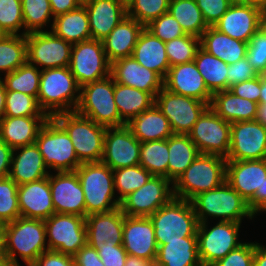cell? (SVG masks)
Masks as SVG:
<instances>
[{"instance_id": "681fc988", "label": "cell", "mask_w": 266, "mask_h": 266, "mask_svg": "<svg viewBox=\"0 0 266 266\" xmlns=\"http://www.w3.org/2000/svg\"><path fill=\"white\" fill-rule=\"evenodd\" d=\"M17 189L18 185L9 176L0 178V226L21 217Z\"/></svg>"}, {"instance_id": "2e32d148", "label": "cell", "mask_w": 266, "mask_h": 266, "mask_svg": "<svg viewBox=\"0 0 266 266\" xmlns=\"http://www.w3.org/2000/svg\"><path fill=\"white\" fill-rule=\"evenodd\" d=\"M231 123L208 107L188 134L200 154L227 158L230 148Z\"/></svg>"}, {"instance_id": "f6af8a7d", "label": "cell", "mask_w": 266, "mask_h": 266, "mask_svg": "<svg viewBox=\"0 0 266 266\" xmlns=\"http://www.w3.org/2000/svg\"><path fill=\"white\" fill-rule=\"evenodd\" d=\"M152 176L141 165L113 170L114 190L118 201L121 202L132 192L142 187Z\"/></svg>"}, {"instance_id": "c3c4849f", "label": "cell", "mask_w": 266, "mask_h": 266, "mask_svg": "<svg viewBox=\"0 0 266 266\" xmlns=\"http://www.w3.org/2000/svg\"><path fill=\"white\" fill-rule=\"evenodd\" d=\"M170 0H127V16L144 26L168 12Z\"/></svg>"}, {"instance_id": "680465c9", "label": "cell", "mask_w": 266, "mask_h": 266, "mask_svg": "<svg viewBox=\"0 0 266 266\" xmlns=\"http://www.w3.org/2000/svg\"><path fill=\"white\" fill-rule=\"evenodd\" d=\"M98 254L105 266H124L128 255L122 244L101 248Z\"/></svg>"}, {"instance_id": "89a4df30", "label": "cell", "mask_w": 266, "mask_h": 266, "mask_svg": "<svg viewBox=\"0 0 266 266\" xmlns=\"http://www.w3.org/2000/svg\"><path fill=\"white\" fill-rule=\"evenodd\" d=\"M256 121L266 126V104H259Z\"/></svg>"}, {"instance_id": "83f0119b", "label": "cell", "mask_w": 266, "mask_h": 266, "mask_svg": "<svg viewBox=\"0 0 266 266\" xmlns=\"http://www.w3.org/2000/svg\"><path fill=\"white\" fill-rule=\"evenodd\" d=\"M50 171L44 165L42 154L36 143L13 149L9 177L23 185L48 177Z\"/></svg>"}, {"instance_id": "5b68a950", "label": "cell", "mask_w": 266, "mask_h": 266, "mask_svg": "<svg viewBox=\"0 0 266 266\" xmlns=\"http://www.w3.org/2000/svg\"><path fill=\"white\" fill-rule=\"evenodd\" d=\"M75 171L84 192L86 216L120 207L114 190L113 170L108 165L81 163Z\"/></svg>"}, {"instance_id": "bcb514c9", "label": "cell", "mask_w": 266, "mask_h": 266, "mask_svg": "<svg viewBox=\"0 0 266 266\" xmlns=\"http://www.w3.org/2000/svg\"><path fill=\"white\" fill-rule=\"evenodd\" d=\"M170 67L194 61L200 48V37L186 34L165 43Z\"/></svg>"}, {"instance_id": "74e56055", "label": "cell", "mask_w": 266, "mask_h": 266, "mask_svg": "<svg viewBox=\"0 0 266 266\" xmlns=\"http://www.w3.org/2000/svg\"><path fill=\"white\" fill-rule=\"evenodd\" d=\"M114 99L120 118L127 124L132 118L155 104V98L146 91L114 81Z\"/></svg>"}, {"instance_id": "6125c7cd", "label": "cell", "mask_w": 266, "mask_h": 266, "mask_svg": "<svg viewBox=\"0 0 266 266\" xmlns=\"http://www.w3.org/2000/svg\"><path fill=\"white\" fill-rule=\"evenodd\" d=\"M12 154L13 149L0 140V178L9 176Z\"/></svg>"}, {"instance_id": "277c9868", "label": "cell", "mask_w": 266, "mask_h": 266, "mask_svg": "<svg viewBox=\"0 0 266 266\" xmlns=\"http://www.w3.org/2000/svg\"><path fill=\"white\" fill-rule=\"evenodd\" d=\"M226 164L224 157L199 154L173 183L174 197L191 201L195 196L219 187L226 181Z\"/></svg>"}, {"instance_id": "52a82bcc", "label": "cell", "mask_w": 266, "mask_h": 266, "mask_svg": "<svg viewBox=\"0 0 266 266\" xmlns=\"http://www.w3.org/2000/svg\"><path fill=\"white\" fill-rule=\"evenodd\" d=\"M226 182L248 202L255 216L266 207V159L227 161Z\"/></svg>"}, {"instance_id": "1f68e13d", "label": "cell", "mask_w": 266, "mask_h": 266, "mask_svg": "<svg viewBox=\"0 0 266 266\" xmlns=\"http://www.w3.org/2000/svg\"><path fill=\"white\" fill-rule=\"evenodd\" d=\"M258 105L228 89L213 93L209 107L225 121L234 123L256 120Z\"/></svg>"}, {"instance_id": "f1b7e54d", "label": "cell", "mask_w": 266, "mask_h": 266, "mask_svg": "<svg viewBox=\"0 0 266 266\" xmlns=\"http://www.w3.org/2000/svg\"><path fill=\"white\" fill-rule=\"evenodd\" d=\"M145 26L134 18L124 17L121 22L102 40L107 60L113 61L132 56L140 33Z\"/></svg>"}, {"instance_id": "34e18365", "label": "cell", "mask_w": 266, "mask_h": 266, "mask_svg": "<svg viewBox=\"0 0 266 266\" xmlns=\"http://www.w3.org/2000/svg\"><path fill=\"white\" fill-rule=\"evenodd\" d=\"M3 254L2 229H0V255Z\"/></svg>"}, {"instance_id": "e575fe53", "label": "cell", "mask_w": 266, "mask_h": 266, "mask_svg": "<svg viewBox=\"0 0 266 266\" xmlns=\"http://www.w3.org/2000/svg\"><path fill=\"white\" fill-rule=\"evenodd\" d=\"M155 266H202L198 255V238L165 241L158 247Z\"/></svg>"}, {"instance_id": "7dc6e473", "label": "cell", "mask_w": 266, "mask_h": 266, "mask_svg": "<svg viewBox=\"0 0 266 266\" xmlns=\"http://www.w3.org/2000/svg\"><path fill=\"white\" fill-rule=\"evenodd\" d=\"M47 116L37 98L18 91H6L4 117Z\"/></svg>"}, {"instance_id": "f35d334b", "label": "cell", "mask_w": 266, "mask_h": 266, "mask_svg": "<svg viewBox=\"0 0 266 266\" xmlns=\"http://www.w3.org/2000/svg\"><path fill=\"white\" fill-rule=\"evenodd\" d=\"M194 62L203 77L206 87L212 94L228 90V64L207 53L201 47L196 52Z\"/></svg>"}, {"instance_id": "91938a15", "label": "cell", "mask_w": 266, "mask_h": 266, "mask_svg": "<svg viewBox=\"0 0 266 266\" xmlns=\"http://www.w3.org/2000/svg\"><path fill=\"white\" fill-rule=\"evenodd\" d=\"M31 266H74L73 256L56 251L43 252Z\"/></svg>"}, {"instance_id": "9a60e30c", "label": "cell", "mask_w": 266, "mask_h": 266, "mask_svg": "<svg viewBox=\"0 0 266 266\" xmlns=\"http://www.w3.org/2000/svg\"><path fill=\"white\" fill-rule=\"evenodd\" d=\"M174 198V186L164 176L152 175L138 190L120 202L126 216L149 217Z\"/></svg>"}, {"instance_id": "9c48e42d", "label": "cell", "mask_w": 266, "mask_h": 266, "mask_svg": "<svg viewBox=\"0 0 266 266\" xmlns=\"http://www.w3.org/2000/svg\"><path fill=\"white\" fill-rule=\"evenodd\" d=\"M105 127H120L126 123L120 118L114 99V79L108 77L80 87V99L75 110Z\"/></svg>"}, {"instance_id": "8c879c8a", "label": "cell", "mask_w": 266, "mask_h": 266, "mask_svg": "<svg viewBox=\"0 0 266 266\" xmlns=\"http://www.w3.org/2000/svg\"><path fill=\"white\" fill-rule=\"evenodd\" d=\"M258 31L266 37V10L260 14Z\"/></svg>"}, {"instance_id": "4fadbf2b", "label": "cell", "mask_w": 266, "mask_h": 266, "mask_svg": "<svg viewBox=\"0 0 266 266\" xmlns=\"http://www.w3.org/2000/svg\"><path fill=\"white\" fill-rule=\"evenodd\" d=\"M69 69L80 87L108 77L111 63L107 60L102 41L89 39L73 44Z\"/></svg>"}, {"instance_id": "3957f363", "label": "cell", "mask_w": 266, "mask_h": 266, "mask_svg": "<svg viewBox=\"0 0 266 266\" xmlns=\"http://www.w3.org/2000/svg\"><path fill=\"white\" fill-rule=\"evenodd\" d=\"M191 204L198 223L209 221L208 217L237 223H242L245 217L250 220L256 217L249 209L248 202L226 181L213 190L195 196Z\"/></svg>"}, {"instance_id": "4316f807", "label": "cell", "mask_w": 266, "mask_h": 266, "mask_svg": "<svg viewBox=\"0 0 266 266\" xmlns=\"http://www.w3.org/2000/svg\"><path fill=\"white\" fill-rule=\"evenodd\" d=\"M261 12L257 7L233 2L214 27L229 37L248 43L258 31Z\"/></svg>"}, {"instance_id": "ee69618b", "label": "cell", "mask_w": 266, "mask_h": 266, "mask_svg": "<svg viewBox=\"0 0 266 266\" xmlns=\"http://www.w3.org/2000/svg\"><path fill=\"white\" fill-rule=\"evenodd\" d=\"M41 69L26 62L19 68L4 75L6 91H18L36 97L39 93Z\"/></svg>"}, {"instance_id": "ab89813d", "label": "cell", "mask_w": 266, "mask_h": 266, "mask_svg": "<svg viewBox=\"0 0 266 266\" xmlns=\"http://www.w3.org/2000/svg\"><path fill=\"white\" fill-rule=\"evenodd\" d=\"M168 12L179 22L186 34L201 37L208 28L195 0H170Z\"/></svg>"}, {"instance_id": "30bf717a", "label": "cell", "mask_w": 266, "mask_h": 266, "mask_svg": "<svg viewBox=\"0 0 266 266\" xmlns=\"http://www.w3.org/2000/svg\"><path fill=\"white\" fill-rule=\"evenodd\" d=\"M35 143L50 173L75 171L81 165L69 135L53 118L40 128Z\"/></svg>"}, {"instance_id": "ac0fdd59", "label": "cell", "mask_w": 266, "mask_h": 266, "mask_svg": "<svg viewBox=\"0 0 266 266\" xmlns=\"http://www.w3.org/2000/svg\"><path fill=\"white\" fill-rule=\"evenodd\" d=\"M266 159V126L256 120L231 123L227 161Z\"/></svg>"}, {"instance_id": "db71d44e", "label": "cell", "mask_w": 266, "mask_h": 266, "mask_svg": "<svg viewBox=\"0 0 266 266\" xmlns=\"http://www.w3.org/2000/svg\"><path fill=\"white\" fill-rule=\"evenodd\" d=\"M254 242H243L212 266H254L256 241Z\"/></svg>"}, {"instance_id": "cb8c5ba5", "label": "cell", "mask_w": 266, "mask_h": 266, "mask_svg": "<svg viewBox=\"0 0 266 266\" xmlns=\"http://www.w3.org/2000/svg\"><path fill=\"white\" fill-rule=\"evenodd\" d=\"M88 13L91 39L102 41L127 16L124 0H83Z\"/></svg>"}, {"instance_id": "d590c367", "label": "cell", "mask_w": 266, "mask_h": 266, "mask_svg": "<svg viewBox=\"0 0 266 266\" xmlns=\"http://www.w3.org/2000/svg\"><path fill=\"white\" fill-rule=\"evenodd\" d=\"M50 30L59 38L73 44L91 39L88 13L84 4L54 17Z\"/></svg>"}, {"instance_id": "ffe728a7", "label": "cell", "mask_w": 266, "mask_h": 266, "mask_svg": "<svg viewBox=\"0 0 266 266\" xmlns=\"http://www.w3.org/2000/svg\"><path fill=\"white\" fill-rule=\"evenodd\" d=\"M49 185L55 213L86 217L84 192L76 171L51 172Z\"/></svg>"}, {"instance_id": "816d5d0a", "label": "cell", "mask_w": 266, "mask_h": 266, "mask_svg": "<svg viewBox=\"0 0 266 266\" xmlns=\"http://www.w3.org/2000/svg\"><path fill=\"white\" fill-rule=\"evenodd\" d=\"M145 28L164 43L186 35L179 22L169 12L152 20Z\"/></svg>"}, {"instance_id": "44dd1931", "label": "cell", "mask_w": 266, "mask_h": 266, "mask_svg": "<svg viewBox=\"0 0 266 266\" xmlns=\"http://www.w3.org/2000/svg\"><path fill=\"white\" fill-rule=\"evenodd\" d=\"M124 216L120 207L109 212L86 216L87 244L97 251L123 244Z\"/></svg>"}, {"instance_id": "8d00e7d4", "label": "cell", "mask_w": 266, "mask_h": 266, "mask_svg": "<svg viewBox=\"0 0 266 266\" xmlns=\"http://www.w3.org/2000/svg\"><path fill=\"white\" fill-rule=\"evenodd\" d=\"M168 180L174 183L200 154L189 135L168 137Z\"/></svg>"}, {"instance_id": "11e5206c", "label": "cell", "mask_w": 266, "mask_h": 266, "mask_svg": "<svg viewBox=\"0 0 266 266\" xmlns=\"http://www.w3.org/2000/svg\"><path fill=\"white\" fill-rule=\"evenodd\" d=\"M262 212H266V207L260 213H262Z\"/></svg>"}, {"instance_id": "7a4b0ae2", "label": "cell", "mask_w": 266, "mask_h": 266, "mask_svg": "<svg viewBox=\"0 0 266 266\" xmlns=\"http://www.w3.org/2000/svg\"><path fill=\"white\" fill-rule=\"evenodd\" d=\"M79 99L80 86L69 67L41 70L37 101L49 118L58 113L75 111Z\"/></svg>"}, {"instance_id": "f546056e", "label": "cell", "mask_w": 266, "mask_h": 266, "mask_svg": "<svg viewBox=\"0 0 266 266\" xmlns=\"http://www.w3.org/2000/svg\"><path fill=\"white\" fill-rule=\"evenodd\" d=\"M48 116L3 117L0 120V140L12 149L34 144Z\"/></svg>"}, {"instance_id": "6da1fadb", "label": "cell", "mask_w": 266, "mask_h": 266, "mask_svg": "<svg viewBox=\"0 0 266 266\" xmlns=\"http://www.w3.org/2000/svg\"><path fill=\"white\" fill-rule=\"evenodd\" d=\"M3 254L14 266H31L37 258L48 251L44 220L18 217L13 222L2 225Z\"/></svg>"}, {"instance_id": "d6986e66", "label": "cell", "mask_w": 266, "mask_h": 266, "mask_svg": "<svg viewBox=\"0 0 266 266\" xmlns=\"http://www.w3.org/2000/svg\"><path fill=\"white\" fill-rule=\"evenodd\" d=\"M141 142L127 125L107 127L101 162L112 170L139 165Z\"/></svg>"}, {"instance_id": "9f6ffc18", "label": "cell", "mask_w": 266, "mask_h": 266, "mask_svg": "<svg viewBox=\"0 0 266 266\" xmlns=\"http://www.w3.org/2000/svg\"><path fill=\"white\" fill-rule=\"evenodd\" d=\"M259 74L249 64L246 57L228 65L227 78H228V89L234 84L244 82L246 80L254 79Z\"/></svg>"}, {"instance_id": "4dcf8cb0", "label": "cell", "mask_w": 266, "mask_h": 266, "mask_svg": "<svg viewBox=\"0 0 266 266\" xmlns=\"http://www.w3.org/2000/svg\"><path fill=\"white\" fill-rule=\"evenodd\" d=\"M132 56L140 65L156 72L164 80L170 68L165 43L146 28L140 33Z\"/></svg>"}, {"instance_id": "f907efd6", "label": "cell", "mask_w": 266, "mask_h": 266, "mask_svg": "<svg viewBox=\"0 0 266 266\" xmlns=\"http://www.w3.org/2000/svg\"><path fill=\"white\" fill-rule=\"evenodd\" d=\"M0 33L24 35L21 0H0Z\"/></svg>"}, {"instance_id": "2644e50d", "label": "cell", "mask_w": 266, "mask_h": 266, "mask_svg": "<svg viewBox=\"0 0 266 266\" xmlns=\"http://www.w3.org/2000/svg\"><path fill=\"white\" fill-rule=\"evenodd\" d=\"M259 104H266V74H261V89Z\"/></svg>"}, {"instance_id": "f5cc1de1", "label": "cell", "mask_w": 266, "mask_h": 266, "mask_svg": "<svg viewBox=\"0 0 266 266\" xmlns=\"http://www.w3.org/2000/svg\"><path fill=\"white\" fill-rule=\"evenodd\" d=\"M246 59L259 75L266 74V37L259 31L248 42Z\"/></svg>"}, {"instance_id": "94428289", "label": "cell", "mask_w": 266, "mask_h": 266, "mask_svg": "<svg viewBox=\"0 0 266 266\" xmlns=\"http://www.w3.org/2000/svg\"><path fill=\"white\" fill-rule=\"evenodd\" d=\"M74 266H105L98 251L86 244L73 256Z\"/></svg>"}, {"instance_id": "03108f58", "label": "cell", "mask_w": 266, "mask_h": 266, "mask_svg": "<svg viewBox=\"0 0 266 266\" xmlns=\"http://www.w3.org/2000/svg\"><path fill=\"white\" fill-rule=\"evenodd\" d=\"M124 266H155V260L127 255Z\"/></svg>"}, {"instance_id": "7402d4cb", "label": "cell", "mask_w": 266, "mask_h": 266, "mask_svg": "<svg viewBox=\"0 0 266 266\" xmlns=\"http://www.w3.org/2000/svg\"><path fill=\"white\" fill-rule=\"evenodd\" d=\"M123 247L128 255L155 260L158 245L149 217L124 216Z\"/></svg>"}, {"instance_id": "ba28073f", "label": "cell", "mask_w": 266, "mask_h": 266, "mask_svg": "<svg viewBox=\"0 0 266 266\" xmlns=\"http://www.w3.org/2000/svg\"><path fill=\"white\" fill-rule=\"evenodd\" d=\"M158 247L165 241L197 237L198 220L191 201L173 198L149 216Z\"/></svg>"}, {"instance_id": "753ad0ef", "label": "cell", "mask_w": 266, "mask_h": 266, "mask_svg": "<svg viewBox=\"0 0 266 266\" xmlns=\"http://www.w3.org/2000/svg\"><path fill=\"white\" fill-rule=\"evenodd\" d=\"M0 266H14L13 263L9 260L4 254L0 255Z\"/></svg>"}, {"instance_id": "603a6c76", "label": "cell", "mask_w": 266, "mask_h": 266, "mask_svg": "<svg viewBox=\"0 0 266 266\" xmlns=\"http://www.w3.org/2000/svg\"><path fill=\"white\" fill-rule=\"evenodd\" d=\"M163 87L170 92L210 103L212 93L208 90L194 61L169 68Z\"/></svg>"}, {"instance_id": "e7e4bbea", "label": "cell", "mask_w": 266, "mask_h": 266, "mask_svg": "<svg viewBox=\"0 0 266 266\" xmlns=\"http://www.w3.org/2000/svg\"><path fill=\"white\" fill-rule=\"evenodd\" d=\"M254 266H266V246L257 242L254 253Z\"/></svg>"}, {"instance_id": "e0dca14e", "label": "cell", "mask_w": 266, "mask_h": 266, "mask_svg": "<svg viewBox=\"0 0 266 266\" xmlns=\"http://www.w3.org/2000/svg\"><path fill=\"white\" fill-rule=\"evenodd\" d=\"M27 62L37 68L69 67L72 44L51 30L26 35Z\"/></svg>"}, {"instance_id": "60d3db41", "label": "cell", "mask_w": 266, "mask_h": 266, "mask_svg": "<svg viewBox=\"0 0 266 266\" xmlns=\"http://www.w3.org/2000/svg\"><path fill=\"white\" fill-rule=\"evenodd\" d=\"M27 62L26 35L0 36V79Z\"/></svg>"}, {"instance_id": "8fae6325", "label": "cell", "mask_w": 266, "mask_h": 266, "mask_svg": "<svg viewBox=\"0 0 266 266\" xmlns=\"http://www.w3.org/2000/svg\"><path fill=\"white\" fill-rule=\"evenodd\" d=\"M209 223H199L197 228L198 255L202 266H212L243 244L238 239L241 223L218 221L210 229Z\"/></svg>"}, {"instance_id": "8992f818", "label": "cell", "mask_w": 266, "mask_h": 266, "mask_svg": "<svg viewBox=\"0 0 266 266\" xmlns=\"http://www.w3.org/2000/svg\"><path fill=\"white\" fill-rule=\"evenodd\" d=\"M69 135L80 163L101 162L107 127L73 112L52 117Z\"/></svg>"}, {"instance_id": "11a10c76", "label": "cell", "mask_w": 266, "mask_h": 266, "mask_svg": "<svg viewBox=\"0 0 266 266\" xmlns=\"http://www.w3.org/2000/svg\"><path fill=\"white\" fill-rule=\"evenodd\" d=\"M208 27L214 26L233 3L232 0H195Z\"/></svg>"}, {"instance_id": "b9f144b4", "label": "cell", "mask_w": 266, "mask_h": 266, "mask_svg": "<svg viewBox=\"0 0 266 266\" xmlns=\"http://www.w3.org/2000/svg\"><path fill=\"white\" fill-rule=\"evenodd\" d=\"M168 159V138L141 142L139 165L152 175L164 176L168 179Z\"/></svg>"}, {"instance_id": "6f0895ef", "label": "cell", "mask_w": 266, "mask_h": 266, "mask_svg": "<svg viewBox=\"0 0 266 266\" xmlns=\"http://www.w3.org/2000/svg\"><path fill=\"white\" fill-rule=\"evenodd\" d=\"M260 89L261 75L257 76L254 79L234 84L230 87L229 90L233 92L236 96L248 99L259 104Z\"/></svg>"}, {"instance_id": "5bb4252c", "label": "cell", "mask_w": 266, "mask_h": 266, "mask_svg": "<svg viewBox=\"0 0 266 266\" xmlns=\"http://www.w3.org/2000/svg\"><path fill=\"white\" fill-rule=\"evenodd\" d=\"M155 105L169 120L174 134L188 135L210 103L170 92L163 87L155 97Z\"/></svg>"}, {"instance_id": "484cf974", "label": "cell", "mask_w": 266, "mask_h": 266, "mask_svg": "<svg viewBox=\"0 0 266 266\" xmlns=\"http://www.w3.org/2000/svg\"><path fill=\"white\" fill-rule=\"evenodd\" d=\"M17 194L21 217L46 220L55 213L49 176L18 185Z\"/></svg>"}, {"instance_id": "7bdbcfd3", "label": "cell", "mask_w": 266, "mask_h": 266, "mask_svg": "<svg viewBox=\"0 0 266 266\" xmlns=\"http://www.w3.org/2000/svg\"><path fill=\"white\" fill-rule=\"evenodd\" d=\"M21 4L24 35L32 32L48 31L45 27L49 25L52 28L54 16L49 0H21Z\"/></svg>"}, {"instance_id": "be15d7a7", "label": "cell", "mask_w": 266, "mask_h": 266, "mask_svg": "<svg viewBox=\"0 0 266 266\" xmlns=\"http://www.w3.org/2000/svg\"><path fill=\"white\" fill-rule=\"evenodd\" d=\"M53 16L67 13L83 4V0H49Z\"/></svg>"}, {"instance_id": "d4e9b609", "label": "cell", "mask_w": 266, "mask_h": 266, "mask_svg": "<svg viewBox=\"0 0 266 266\" xmlns=\"http://www.w3.org/2000/svg\"><path fill=\"white\" fill-rule=\"evenodd\" d=\"M110 75L116 83L149 92L154 98L163 88V79L156 72L140 65L133 56L113 61Z\"/></svg>"}, {"instance_id": "003e7915", "label": "cell", "mask_w": 266, "mask_h": 266, "mask_svg": "<svg viewBox=\"0 0 266 266\" xmlns=\"http://www.w3.org/2000/svg\"><path fill=\"white\" fill-rule=\"evenodd\" d=\"M6 100V87L4 82L0 79V120L4 117Z\"/></svg>"}, {"instance_id": "7c38bea8", "label": "cell", "mask_w": 266, "mask_h": 266, "mask_svg": "<svg viewBox=\"0 0 266 266\" xmlns=\"http://www.w3.org/2000/svg\"><path fill=\"white\" fill-rule=\"evenodd\" d=\"M49 251L74 256L87 244L85 218L73 214L54 213L44 220Z\"/></svg>"}, {"instance_id": "836d02e7", "label": "cell", "mask_w": 266, "mask_h": 266, "mask_svg": "<svg viewBox=\"0 0 266 266\" xmlns=\"http://www.w3.org/2000/svg\"><path fill=\"white\" fill-rule=\"evenodd\" d=\"M140 142L164 140L173 135L169 120L154 104L126 124Z\"/></svg>"}, {"instance_id": "a7ac6f4b", "label": "cell", "mask_w": 266, "mask_h": 266, "mask_svg": "<svg viewBox=\"0 0 266 266\" xmlns=\"http://www.w3.org/2000/svg\"><path fill=\"white\" fill-rule=\"evenodd\" d=\"M239 4L251 5L261 10H266V0H237Z\"/></svg>"}, {"instance_id": "d6a6232c", "label": "cell", "mask_w": 266, "mask_h": 266, "mask_svg": "<svg viewBox=\"0 0 266 266\" xmlns=\"http://www.w3.org/2000/svg\"><path fill=\"white\" fill-rule=\"evenodd\" d=\"M248 43L229 37L214 26L200 37V47L230 65L246 57Z\"/></svg>"}]
</instances>
